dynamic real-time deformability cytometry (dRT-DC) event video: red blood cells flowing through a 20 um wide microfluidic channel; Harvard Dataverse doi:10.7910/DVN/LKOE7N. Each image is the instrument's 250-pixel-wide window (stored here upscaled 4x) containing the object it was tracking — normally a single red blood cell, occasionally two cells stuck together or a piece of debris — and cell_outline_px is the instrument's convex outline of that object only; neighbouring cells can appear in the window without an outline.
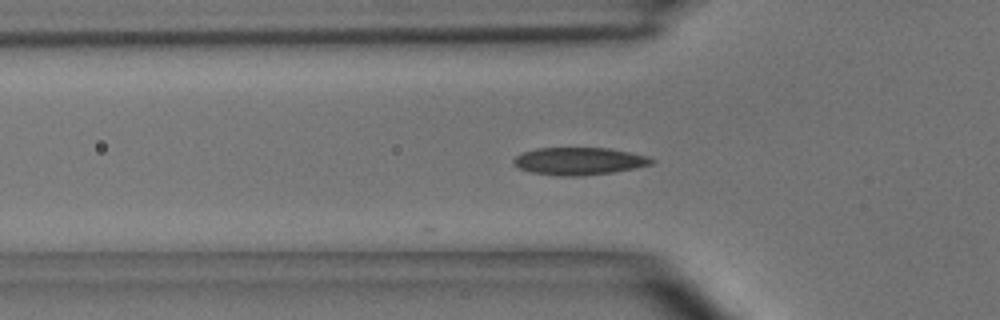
{"species": "common noctule bat (a hibernating species)", "species_latin": "Nyctalus noctula", "temperature_condition": "room temperature", "stored_images_in_passage": 34, "camera_frame_rate_fps": 3000, "um_per_image_px": 0.085, "animal": {"sex": "male", "body_mass_g": 15.6}, "frame": {"image": 1, "passage_image": 3, "time_ms": 0.667, "image_size_px": [1000, 320], "cell_outline_px": [[656, 160], [652, 164], [636, 168], [612, 172], [584, 176], [560, 176], [532, 172], [520, 168], [512, 160], [516, 156], [524, 152], [536, 148], [608, 148], [648, 156]], "centroid_in_image_um": [49.26, 13.7], "position_along_channel_um": 76.5, "area_um2": 21.96}}
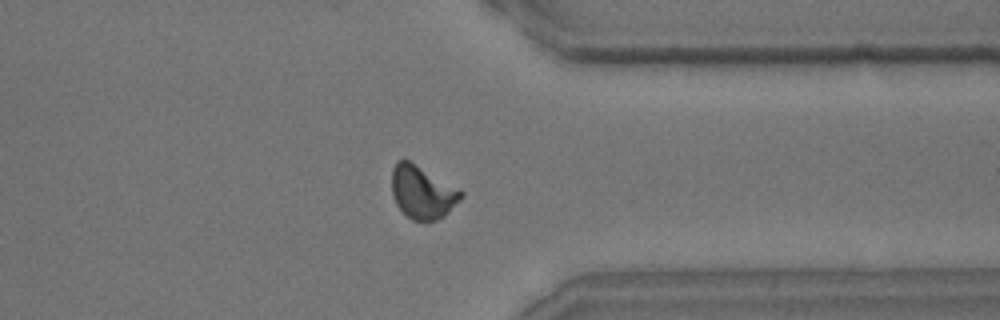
{"frame": {"image": 2, "passage_image": 26, "time_ms": 8.333, "image_size_px": [1000, 320], "cell_outline_px": [[464, 196], [444, 216], [436, 220], [412, 220], [396, 204], [392, 196], [392, 168], [396, 160], [408, 160], [464, 192]], "centroid_in_image_um": [35.88, 16.34], "position_along_channel_um": 375.5, "area_um2": 20.98}}
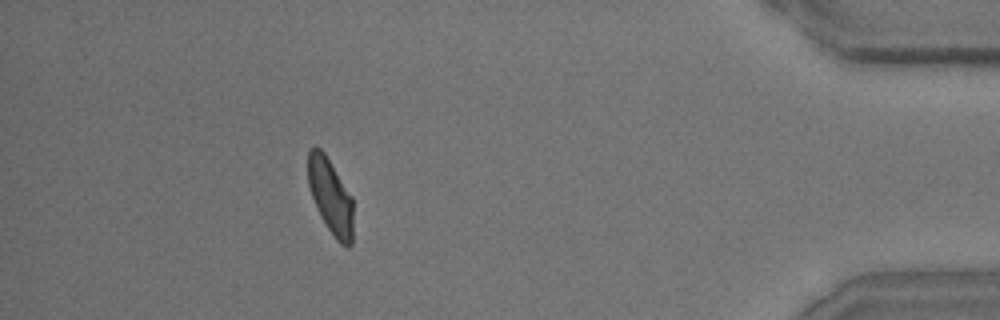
{"frame": {"image": 3, "passage_image": 32, "time_ms": 10.333, "image_size_px": [1000, 320], "cell_outline_px": [[352, 244], [348, 248], [340, 244], [336, 240], [320, 216], [316, 208], [308, 184], [308, 148], [320, 148], [324, 152], [352, 196]], "centroid_in_image_um": [28.09, 16.7], "position_along_channel_um": 407.1, "area_um2": 19.77}}